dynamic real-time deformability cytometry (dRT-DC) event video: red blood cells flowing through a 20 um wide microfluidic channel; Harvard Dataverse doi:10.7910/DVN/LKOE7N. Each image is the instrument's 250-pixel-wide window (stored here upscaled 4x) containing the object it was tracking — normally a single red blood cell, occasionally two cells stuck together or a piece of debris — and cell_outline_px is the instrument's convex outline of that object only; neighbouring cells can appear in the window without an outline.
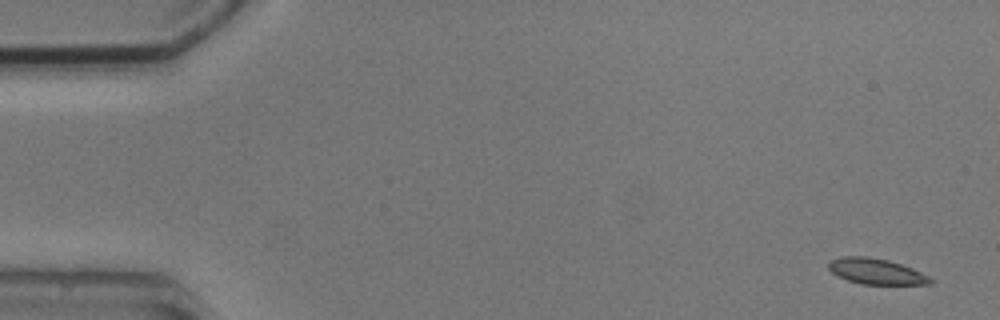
{"species": "common noctule bat (a hibernating species)", "species_latin": "Nyctalus noctula", "temperature_condition": "cold", "stored_images_in_passage": 6, "camera_frame_rate_fps": 3000, "um_per_image_px": 0.085, "animal": {"sex": "male", "body_mass_g": 20.5, "forearm_length_mm": 52.5}, "frame": {"image": 1, "passage_image": 1, "time_ms": 0.0, "image_size_px": [1000, 320], "cell_outline_px": [[936, 280], [932, 284], [860, 284], [836, 276], [828, 268], [828, 264], [832, 260], [844, 256], [868, 256], [888, 260], [912, 268]], "centroid_in_image_um": [74.48, 23.07], "position_along_channel_um": 10.5, "area_um2": 15.26}}
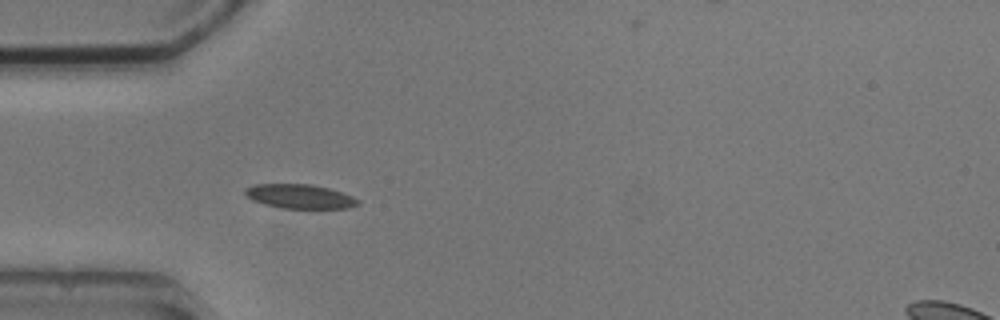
{"frame": {"image": 2, "passage_image": 5, "time_ms": 4.667, "image_size_px": [1000, 320], "cell_outline_px": [[360, 204], [348, 208], [280, 208], [264, 204], [252, 200], [244, 192], [244, 188], [256, 184], [312, 184], [328, 188], [352, 196], [360, 200]], "centroid_in_image_um": [25.48, 16.69], "position_along_channel_um": 59.5, "area_um2": 15.9}}